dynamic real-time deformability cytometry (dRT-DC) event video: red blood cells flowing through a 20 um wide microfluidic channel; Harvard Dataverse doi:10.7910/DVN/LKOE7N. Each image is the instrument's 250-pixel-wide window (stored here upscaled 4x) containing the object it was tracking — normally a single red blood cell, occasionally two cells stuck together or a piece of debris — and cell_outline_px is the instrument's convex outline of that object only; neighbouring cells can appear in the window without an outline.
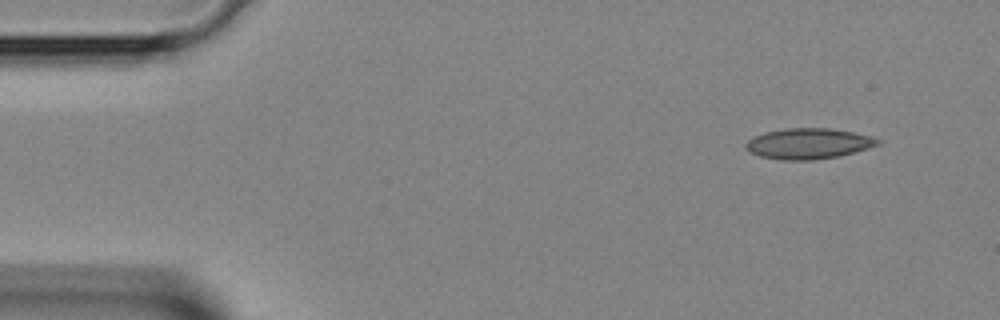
{"species": "Egyptian fruit bat (a non-hibernating species)", "species_latin": "Rousettus aegyptiacus", "temperature_condition": "room temperature", "stored_images_in_passage": 3, "camera_frame_rate_fps": 3000, "um_per_image_px": 0.085, "animal": {"sex": "female"}, "frame": {"image": 1, "passage_image": 1, "time_ms": 0.0, "image_size_px": [1000, 320], "cell_outline_px": [[884, 140], [880, 144], [868, 148], [840, 156], [812, 160], [780, 160], [760, 156], [744, 148], [744, 144], [748, 140], [764, 132], [784, 128], [832, 128], [852, 132]], "centroid_in_image_um": [68.72, 12.2], "position_along_channel_um": 16.3, "area_um2": 23.64}}
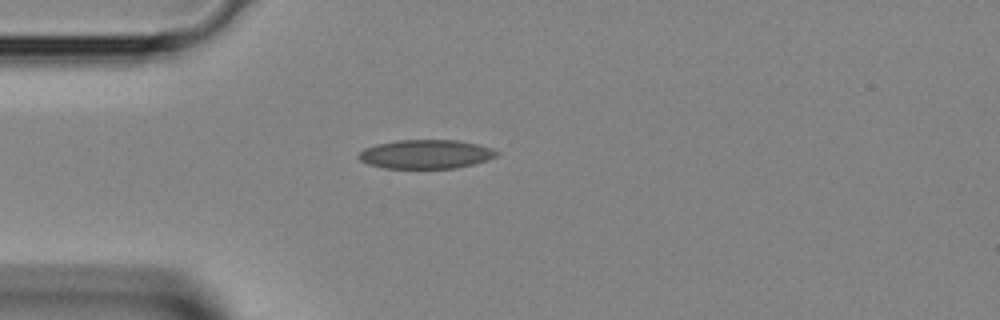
{"frame": {"image": 2, "passage_image": 3, "time_ms": 0.667, "image_size_px": [1000, 320], "cell_outline_px": [[500, 152], [496, 156], [488, 160], [456, 168], [384, 168], [368, 164], [360, 160], [356, 156], [364, 148], [376, 144], [396, 140], [456, 140], [476, 144], [492, 148]], "centroid_in_image_um": [36.18, 13.1], "position_along_channel_um": 48.8, "area_um2": 23.29}}